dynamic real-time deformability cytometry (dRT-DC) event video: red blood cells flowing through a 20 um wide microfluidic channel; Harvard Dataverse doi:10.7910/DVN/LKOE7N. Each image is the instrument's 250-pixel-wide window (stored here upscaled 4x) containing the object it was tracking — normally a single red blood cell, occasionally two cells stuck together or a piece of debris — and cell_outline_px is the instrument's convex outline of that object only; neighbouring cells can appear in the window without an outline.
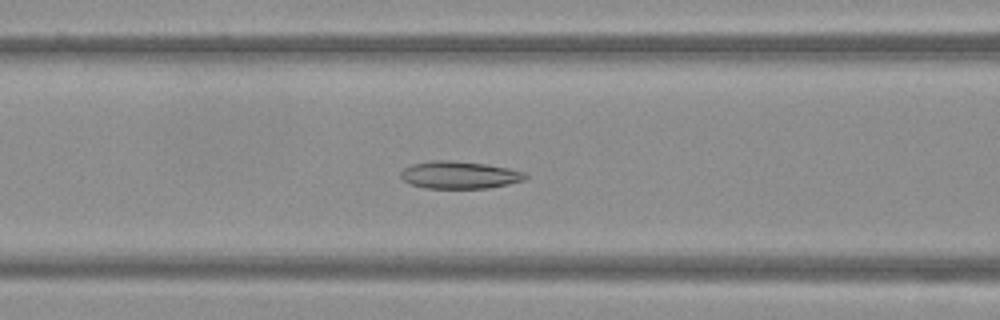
{"species": "Egyptian fruit bat (a non-hibernating species)", "species_latin": "Rousettus aegyptiacus", "temperature_condition": "warm", "stored_images_in_passage": 34, "camera_frame_rate_fps": 3000, "um_per_image_px": 0.085, "frame": {"image": 1, "passage_image": 5, "time_ms": 1.333, "image_size_px": [1000, 320], "cell_outline_px": [[528, 176], [524, 180], [508, 184], [488, 188], [424, 188], [408, 184], [400, 176], [400, 172], [404, 168], [412, 164], [432, 160], [452, 160], [484, 164], [508, 168], [524, 172]], "centroid_in_image_um": [39.01, 14.87], "position_along_channel_um": 127.6, "area_um2": 19.94}}
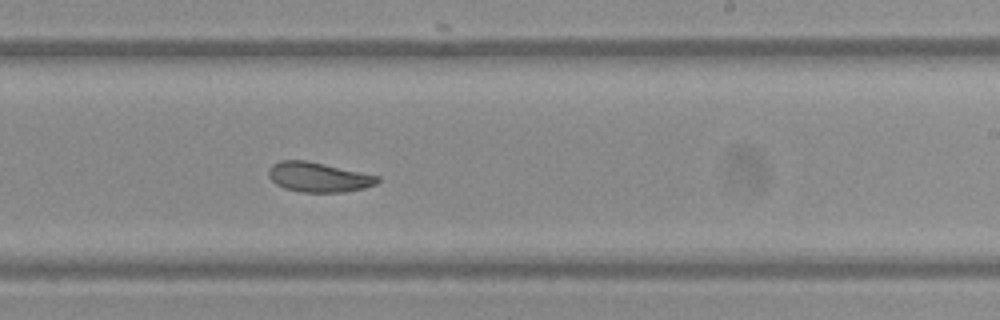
{"frame": {"image": 2, "passage_image": 15, "time_ms": 4.667, "image_size_px": [1000, 320], "cell_outline_px": [[380, 180], [376, 184], [364, 188], [344, 192], [300, 192], [284, 188], [276, 184], [268, 176], [268, 168], [272, 164], [280, 160], [308, 160], [380, 176]], "centroid_in_image_um": [27.06, 15.05], "position_along_channel_um": 261.9, "area_um2": 19.07}}
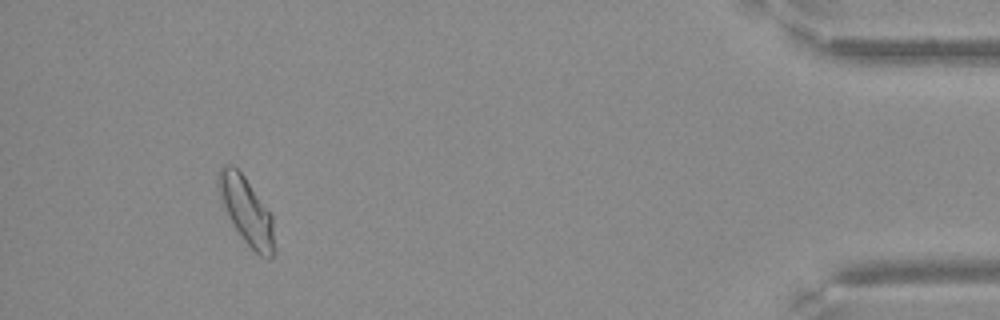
{"frame": {"image": 3, "passage_image": 31, "time_ms": 10.0, "image_size_px": [1000, 320], "cell_outline_px": [[276, 248], [272, 256], [268, 260], [260, 256], [244, 240], [236, 228], [220, 196], [216, 184], [216, 180], [220, 168], [224, 164], [232, 164], [244, 176], [272, 216]], "centroid_in_image_um": [20.97, 17.92], "position_along_channel_um": 414.2, "area_um2": 21.44}}